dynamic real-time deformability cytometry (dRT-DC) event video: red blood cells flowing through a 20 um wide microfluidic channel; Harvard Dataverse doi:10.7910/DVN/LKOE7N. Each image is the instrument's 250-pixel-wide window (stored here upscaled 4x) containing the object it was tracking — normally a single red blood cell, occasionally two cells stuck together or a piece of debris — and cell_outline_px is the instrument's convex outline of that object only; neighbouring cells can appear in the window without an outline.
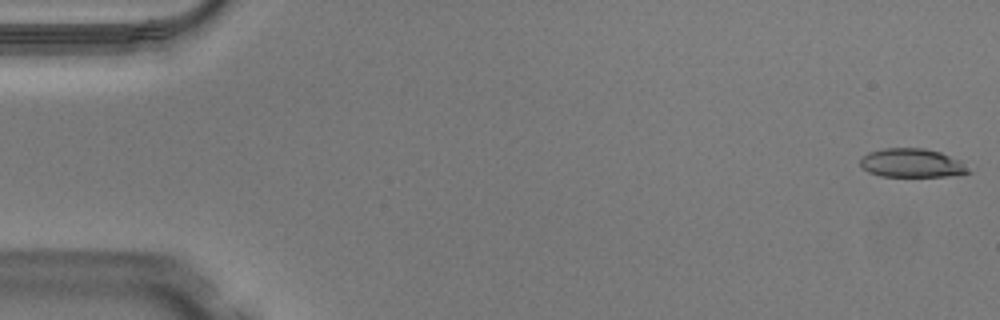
{"species": "Egyptian fruit bat (a non-hibernating species)", "species_latin": "Rousettus aegyptiacus", "temperature_condition": "warm", "stored_images_in_passage": 49, "camera_frame_rate_fps": 3000, "um_per_image_px": 0.085, "animal": {"sex": "male"}, "frame": {"image": 1, "passage_image": 1, "time_ms": 0.0, "image_size_px": [1000, 320], "cell_outline_px": [[972, 172], [956, 176], [880, 176], [868, 172], [860, 164], [860, 160], [868, 152], [884, 148], [924, 148], [940, 152], [960, 160]], "centroid_in_image_um": [77.53, 13.86], "position_along_channel_um": 7.5, "area_um2": 18.15}}
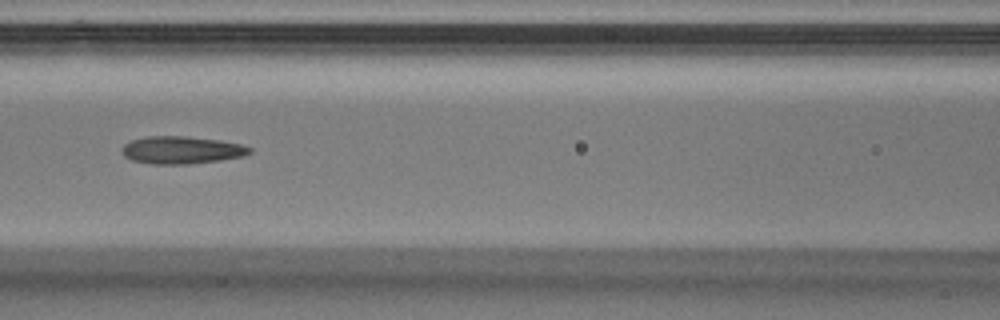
{"frame": {"image": 2, "passage_image": 22, "time_ms": 7.0, "image_size_px": [1000, 320], "cell_outline_px": [[252, 152], [244, 156], [220, 160], [188, 164], [152, 164], [132, 160], [124, 156], [120, 152], [120, 148], [124, 144], [132, 140], [148, 136], [184, 136], [220, 140], [240, 144], [252, 148]], "centroid_in_image_um": [15.41, 12.75], "position_along_channel_um": 151.2, "area_um2": 20.58}}
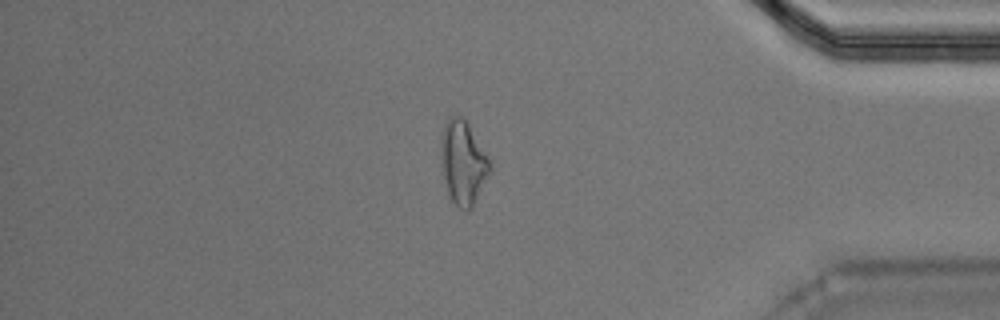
{"frame": {"image": 3, "passage_image": 42, "time_ms": 13.667, "image_size_px": [1000, 320], "cell_outline_px": [[492, 168], [472, 208], [468, 212], [460, 208], [452, 200], [448, 192], [444, 176], [440, 156], [440, 136], [448, 116], [460, 116], [468, 124], [492, 164]], "centroid_in_image_um": [39.35, 13.82], "position_along_channel_um": 395.8, "area_um2": 23.7}, "authors_computed_cell_mechanics": {"area_um2": 20.1144, "velocity_mm_per_s": 4.1055, "shape_relaxation_time_tau1_ms": 5.6492, "shape_relaxation_time_tau2_ms": 2.5081, "deformation_change_tau1": 0.1752, "deformation_change_tau2": 0.1235}}